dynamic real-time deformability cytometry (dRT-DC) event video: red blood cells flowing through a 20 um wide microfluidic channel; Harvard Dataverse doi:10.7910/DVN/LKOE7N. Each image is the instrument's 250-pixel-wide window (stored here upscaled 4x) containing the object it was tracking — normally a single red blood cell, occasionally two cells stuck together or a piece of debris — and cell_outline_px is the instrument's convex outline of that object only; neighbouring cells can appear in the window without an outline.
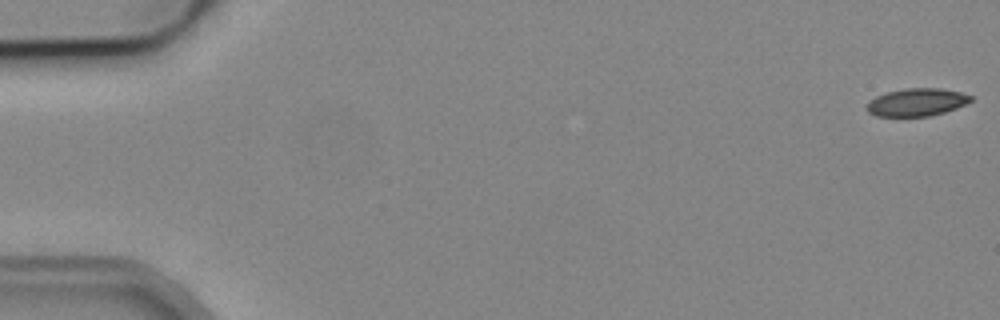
{"species": "common noctule bat (a hibernating species)", "species_latin": "Nyctalus noctula", "temperature_condition": "cold", "stored_images_in_passage": 53, "camera_frame_rate_fps": 3000, "um_per_image_px": 0.085, "animal": {"sex": "male", "body_mass_g": 19.2, "forearm_length_mm": 51.8}, "frame": {"image": 1, "passage_image": 1, "time_ms": 0.0, "image_size_px": [1000, 320], "cell_outline_px": [[972, 100], [956, 108], [944, 112], [928, 116], [876, 116], [868, 112], [864, 108], [876, 96], [888, 92], [904, 88], [940, 88], [960, 92], [972, 96]], "centroid_in_image_um": [77.91, 8.69], "position_along_channel_um": 7.1, "area_um2": 16.65}}
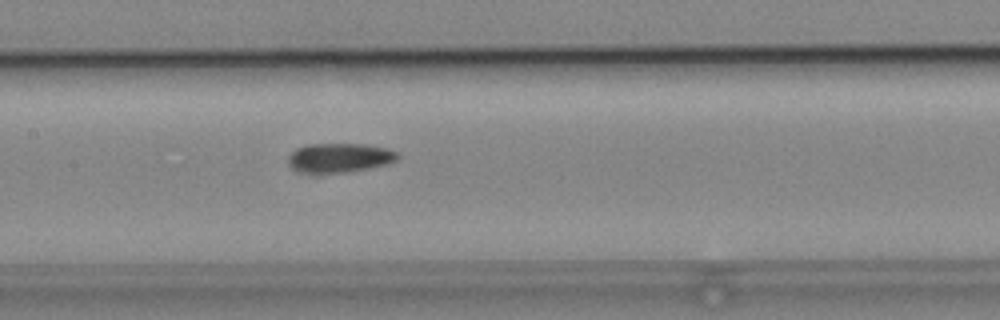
{"frame": {"image": 2, "passage_image": 26, "time_ms": 8.333, "image_size_px": [1000, 320], "cell_outline_px": [[400, 156], [396, 160], [388, 164], [348, 172], [300, 172], [292, 168], [288, 164], [288, 156], [296, 148], [308, 144], [364, 144], [388, 148], [400, 152]], "centroid_in_image_um": [28.89, 13.4], "position_along_channel_um": 178.5, "area_um2": 18.73}}
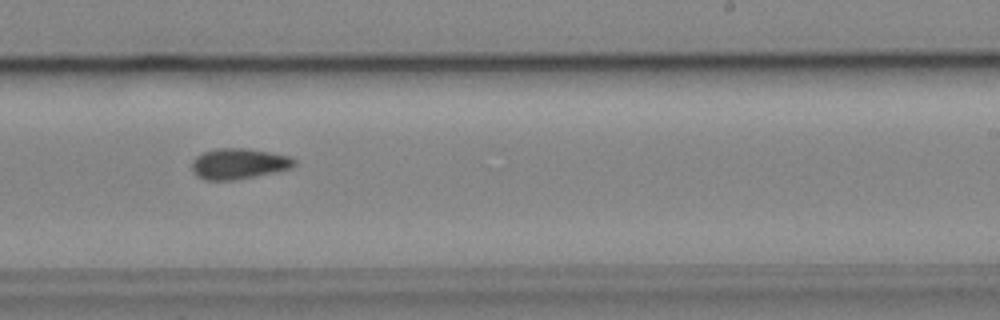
{"frame": {"image": 3, "passage_image": 33, "time_ms": 10.667, "image_size_px": [1000, 320], "cell_outline_px": [[296, 164], [292, 168], [280, 172], [236, 180], [204, 180], [196, 176], [192, 172], [192, 160], [196, 156], [204, 152], [216, 148], [244, 148], [292, 156], [296, 160]], "centroid_in_image_um": [20.32, 13.93], "position_along_channel_um": 268.7, "area_um2": 18.73}}